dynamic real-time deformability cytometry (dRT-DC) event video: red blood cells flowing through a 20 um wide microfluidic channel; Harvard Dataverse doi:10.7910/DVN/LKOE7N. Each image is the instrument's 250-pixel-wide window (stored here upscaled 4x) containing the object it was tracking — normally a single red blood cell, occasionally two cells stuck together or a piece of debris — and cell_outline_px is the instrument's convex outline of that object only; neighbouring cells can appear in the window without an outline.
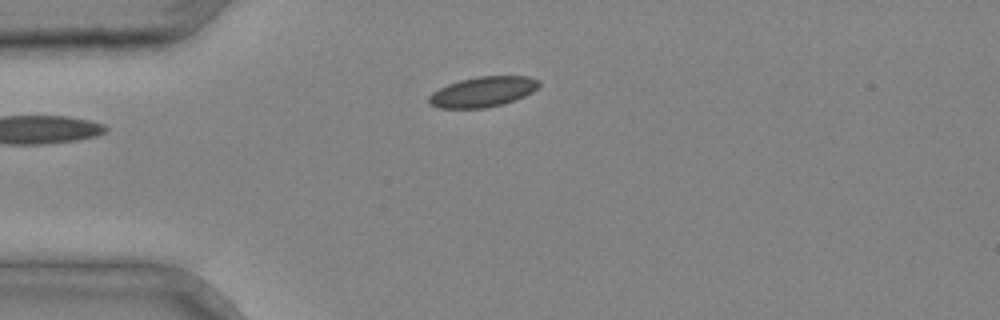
{"species": "common noctule bat (a hibernating species)", "species_latin": "Nyctalus noctula", "temperature_condition": "cold", "stored_images_in_passage": 2, "camera_frame_rate_fps": 3000, "um_per_image_px": 0.085, "animal": {"sex": "male", "body_mass_g": 20.4}, "frame": {"image": 1, "passage_image": 1, "time_ms": 0.0, "image_size_px": [1000, 320], "cell_outline_px": [[540, 84], [532, 92], [524, 96], [504, 104], [484, 108], [440, 108], [432, 104], [428, 100], [428, 96], [432, 92], [448, 84], [460, 80], [476, 76], [528, 76], [540, 80]], "centroid_in_image_um": [41.05, 7.79], "position_along_channel_um": 43.9, "area_um2": 19.36}}